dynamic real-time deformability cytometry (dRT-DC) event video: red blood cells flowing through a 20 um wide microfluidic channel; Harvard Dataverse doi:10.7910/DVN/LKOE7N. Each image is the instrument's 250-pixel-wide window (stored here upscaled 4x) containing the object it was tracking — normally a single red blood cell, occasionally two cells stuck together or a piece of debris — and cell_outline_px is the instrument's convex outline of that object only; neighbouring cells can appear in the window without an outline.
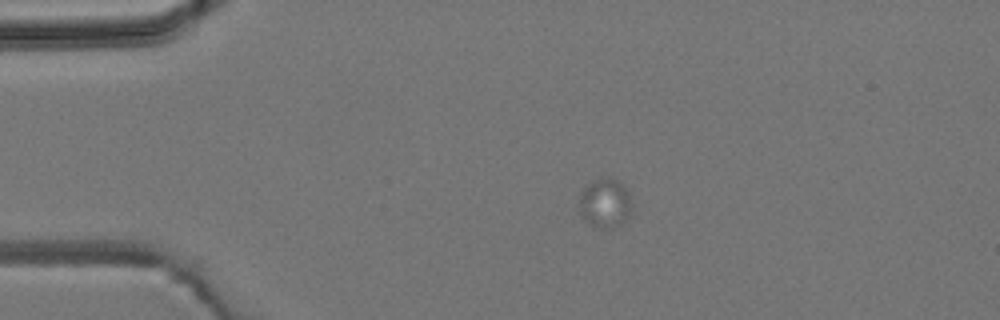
{"species": "common noctule bat (a hibernating species)", "species_latin": "Nyctalus noctula", "temperature_condition": "room temperature", "stored_images_in_passage": 5, "camera_frame_rate_fps": 3000, "um_per_image_px": 0.085, "animal": {"sex": "male", "body_mass_g": 19.2, "forearm_length_mm": 51.8}, "frame": {"image": 1, "passage_image": 3, "time_ms": 2.333, "image_size_px": [1000, 320], "cell_outline_px": [[632, 208], [628, 216], [620, 224], [612, 228], [592, 228], [580, 212], [580, 196], [584, 188], [588, 184], [596, 180], [608, 176], [616, 180], [628, 188], [632, 204]], "centroid_in_image_um": [51.46, 17.27], "position_along_channel_um": 33.5, "area_um2": 15.14}}